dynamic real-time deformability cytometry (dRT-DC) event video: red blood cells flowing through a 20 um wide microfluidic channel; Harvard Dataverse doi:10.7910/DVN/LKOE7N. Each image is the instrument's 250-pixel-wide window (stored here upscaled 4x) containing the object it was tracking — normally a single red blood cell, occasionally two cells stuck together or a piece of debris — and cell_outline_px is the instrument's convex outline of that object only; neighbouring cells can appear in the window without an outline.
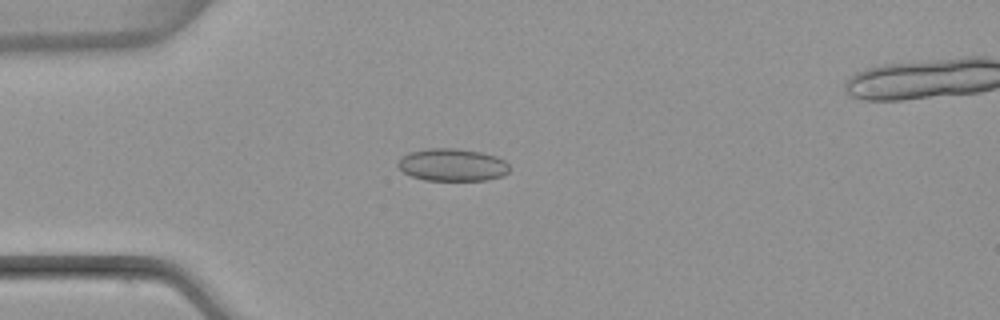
{"species": "common noctule bat (a hibernating species)", "species_latin": "Nyctalus noctula", "temperature_condition": "warm", "stored_images_in_passage": 4, "camera_frame_rate_fps": 3000, "um_per_image_px": 0.085, "animal": {"sex": "female", "body_mass_g": 22.7, "forearm_length_mm": 54.2}, "frame": {"image": 1, "passage_image": 3, "time_ms": 4.0, "image_size_px": [1000, 320], "cell_outline_px": [[508, 172], [504, 176], [488, 180], [424, 180], [412, 176], [404, 172], [396, 164], [400, 156], [408, 152], [428, 148], [460, 148], [480, 152], [496, 156], [504, 160], [508, 164]], "centroid_in_image_um": [38.43, 14.0], "position_along_channel_um": 46.6, "area_um2": 21.33}}